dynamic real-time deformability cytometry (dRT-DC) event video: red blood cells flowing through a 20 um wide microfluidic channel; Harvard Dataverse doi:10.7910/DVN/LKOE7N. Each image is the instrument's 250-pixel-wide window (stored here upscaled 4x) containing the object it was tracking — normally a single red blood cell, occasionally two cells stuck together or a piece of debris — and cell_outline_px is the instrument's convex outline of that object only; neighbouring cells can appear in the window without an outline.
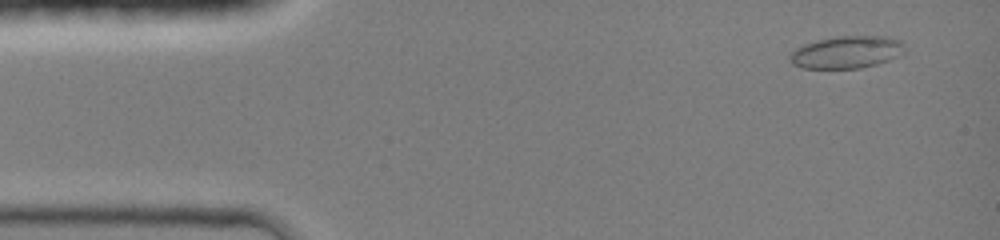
{"species": "common noctule bat (a hibernating species)", "species_latin": "Nyctalus noctula", "temperature_condition": "room temperature", "stored_images_in_passage": 12, "camera_frame_rate_fps": 3000, "um_per_image_px": 0.085, "animal": {"sex": "female", "body_mass_g": 19.0, "forearm_length_mm": 51.5}, "frame": {"image": 1, "passage_image": 3, "time_ms": 0.667, "image_size_px": [1000, 240], "cell_outline_px": [[904, 52], [900, 56], [876, 64], [860, 68], [800, 68], [792, 64], [788, 56], [796, 48], [804, 44], [816, 40], [836, 36], [888, 36], [900, 40], [904, 44]], "centroid_in_image_um": [71.96, 4.43], "position_along_channel_um": 13.0, "area_um2": 21.79}}
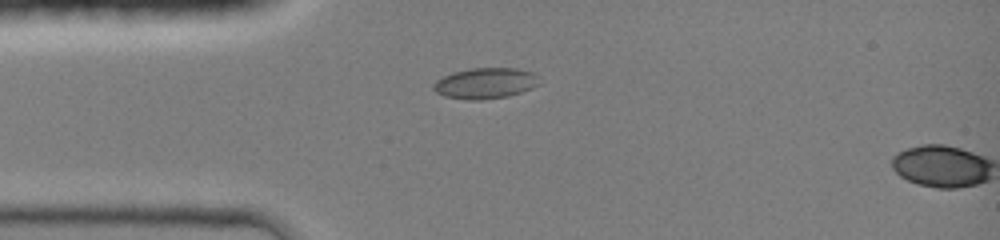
{"frame": {"image": 2, "passage_image": 11, "time_ms": 3.333, "image_size_px": [1000, 240], "cell_outline_px": [[540, 84], [532, 88], [508, 96], [480, 100], [468, 100], [444, 96], [436, 92], [432, 88], [432, 84], [436, 80], [452, 72], [472, 68], [516, 68], [532, 72], [540, 76]], "centroid_in_image_um": [41.26, 7.07], "position_along_channel_um": 43.7, "area_um2": 19.19}}